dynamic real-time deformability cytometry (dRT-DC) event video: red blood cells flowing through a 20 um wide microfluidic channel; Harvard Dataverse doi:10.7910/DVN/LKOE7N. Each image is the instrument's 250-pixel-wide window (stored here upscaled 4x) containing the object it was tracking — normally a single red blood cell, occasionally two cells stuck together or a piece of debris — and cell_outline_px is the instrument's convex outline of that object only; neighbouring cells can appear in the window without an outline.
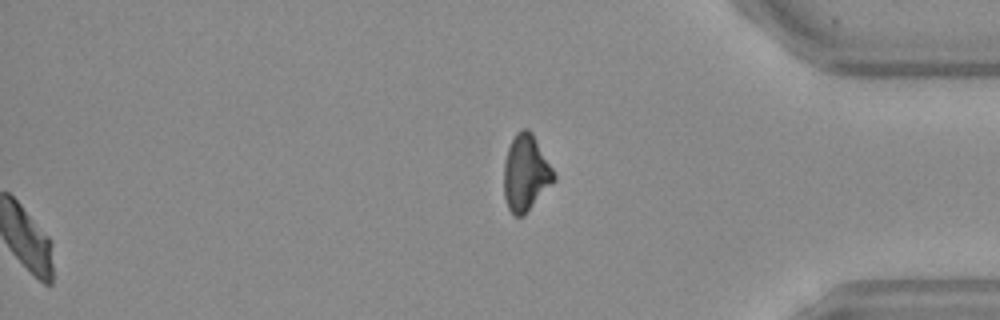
{"species": "Egyptian fruit bat (a non-hibernating species)", "species_latin": "Rousettus aegyptiacus", "temperature_condition": "warm", "stored_images_in_passage": 49, "segment_of_instrument_passage": [2, 2], "camera_frame_rate_fps": 3000, "um_per_image_px": 0.085, "frame": {"image": 1, "passage_image": 49, "time_ms": 16.0, "image_size_px": [1000, 320], "cell_outline_px": [[556, 180], [524, 216], [512, 216], [508, 208], [504, 196], [504, 160], [508, 148], [516, 132], [520, 128], [528, 128], [532, 132], [552, 168], [556, 176]], "centroid_in_image_um": [44.68, 14.72], "position_along_channel_um": 390.5, "area_um2": 22.37}}